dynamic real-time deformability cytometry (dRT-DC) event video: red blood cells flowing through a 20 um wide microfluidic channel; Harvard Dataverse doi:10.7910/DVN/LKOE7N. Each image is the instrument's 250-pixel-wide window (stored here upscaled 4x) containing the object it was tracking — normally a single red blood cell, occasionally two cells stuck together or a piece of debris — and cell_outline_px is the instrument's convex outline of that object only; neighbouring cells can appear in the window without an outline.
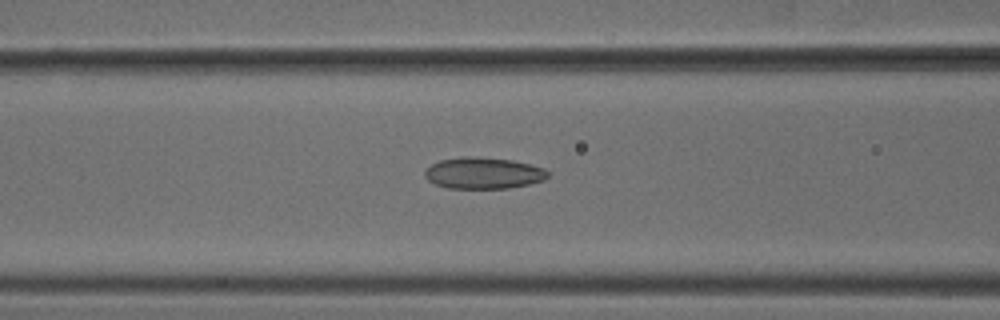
{"species": "common noctule bat (a hibernating species)", "species_latin": "Nyctalus noctula", "temperature_condition": "cold", "stored_images_in_passage": 52, "camera_frame_rate_fps": 3000, "um_per_image_px": 0.085, "animal": {"sex": "male", "body_mass_g": 18.8}, "frame": {"image": 1, "passage_image": 21, "time_ms": 6.667, "image_size_px": [1000, 320], "cell_outline_px": [[548, 176], [544, 180], [528, 184], [508, 188], [448, 188], [436, 184], [428, 180], [424, 176], [424, 172], [432, 164], [440, 160], [464, 156], [476, 156], [512, 160], [544, 168], [548, 172]], "centroid_in_image_um": [41.08, 14.71], "position_along_channel_um": 125.5, "area_um2": 22.43}}
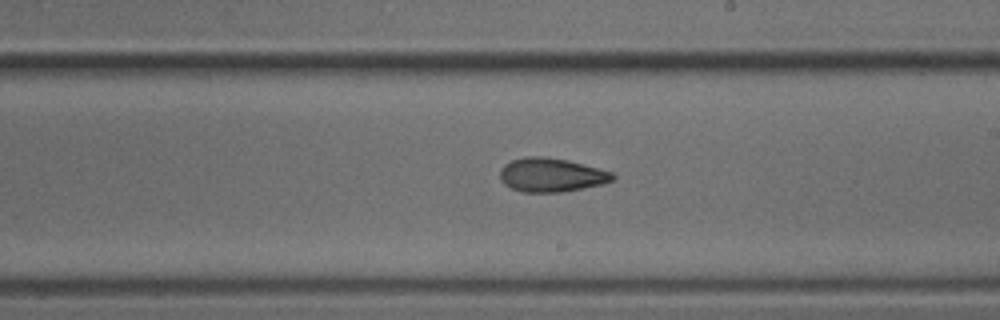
{"frame": {"image": 2, "passage_image": 30, "time_ms": 9.667, "image_size_px": [1000, 320], "cell_outline_px": [[616, 176], [612, 180], [600, 184], [584, 188], [560, 192], [524, 192], [512, 188], [504, 184], [500, 176], [500, 168], [504, 164], [512, 160], [528, 156], [544, 156], [568, 160], [612, 172]], "centroid_in_image_um": [46.84, 14.86], "position_along_channel_um": 242.2, "area_um2": 22.08}}
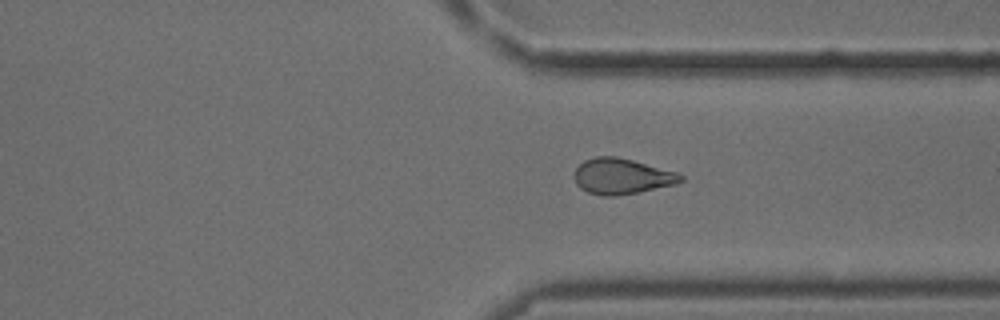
{"frame": {"image": 3, "passage_image": 39, "time_ms": 12.667, "image_size_px": [1000, 320], "cell_outline_px": [[684, 180], [676, 184], [616, 196], [604, 196], [588, 192], [580, 188], [576, 184], [576, 168], [584, 160], [596, 156], [616, 156], [632, 160], [676, 172], [684, 176]], "centroid_in_image_um": [52.85, 14.98], "position_along_channel_um": 358.5, "area_um2": 21.85}, "authors_computed_cell_mechanics": {"area_um2": 22.4264, "velocity_mm_per_s": 3.8815, "shape_relaxation_time_tau1_ms": null, "shape_relaxation_time_tau2_ms": 3.0871, "deformation_change_tau1": null, "deformation_change_tau2": 0.0879}}